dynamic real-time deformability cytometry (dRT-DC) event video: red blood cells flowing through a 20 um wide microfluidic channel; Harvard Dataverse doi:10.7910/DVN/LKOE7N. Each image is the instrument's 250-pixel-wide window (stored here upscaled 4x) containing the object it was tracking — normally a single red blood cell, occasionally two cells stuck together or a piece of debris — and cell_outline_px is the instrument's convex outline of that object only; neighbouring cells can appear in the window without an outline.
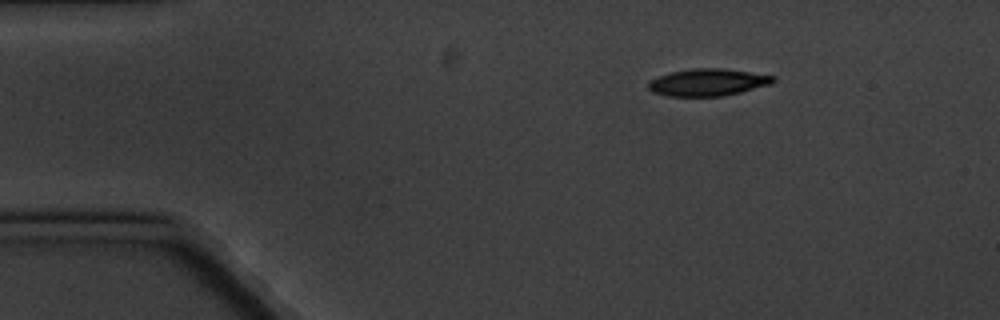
{"species": "common noctule bat (a hibernating species)", "species_latin": "Nyctalus noctula", "temperature_condition": "cold", "stored_images_in_passage": 7, "camera_frame_rate_fps": 3000, "um_per_image_px": 0.085, "animal": {"sex": "male", "body_mass_g": 20.1, "forearm_length_mm": 53.5}, "frame": {"image": 1, "passage_image": 1, "time_ms": 0.0, "image_size_px": [1000, 320], "cell_outline_px": [[776, 80], [772, 84], [724, 96], [668, 96], [652, 92], [648, 88], [648, 84], [652, 80], [660, 76], [672, 72], [692, 68], [720, 68], [776, 76]], "centroid_in_image_um": [60.19, 7.0], "position_along_channel_um": 24.8, "area_um2": 19.59}}
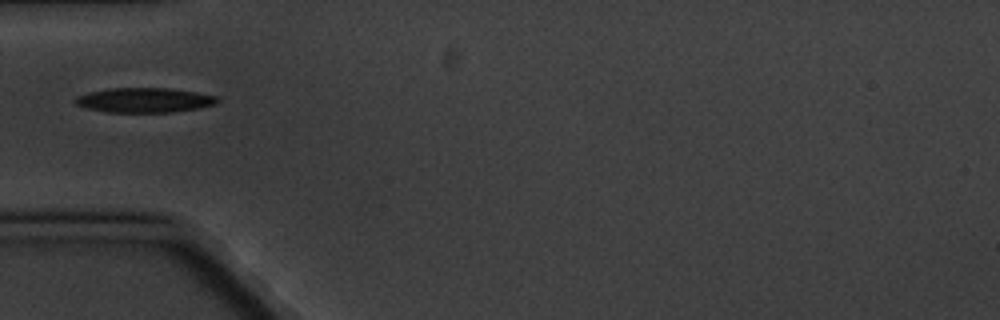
{"frame": {"image": 2, "passage_image": 4, "time_ms": 3.333, "image_size_px": [1000, 320], "cell_outline_px": [[220, 100], [216, 104], [196, 108], [172, 112], [108, 112], [88, 108], [76, 104], [72, 100], [76, 96], [88, 92], [108, 88], [168, 88], [196, 92], [216, 96]], "centroid_in_image_um": [12.24, 8.5], "position_along_channel_um": 72.8, "area_um2": 20.4}}